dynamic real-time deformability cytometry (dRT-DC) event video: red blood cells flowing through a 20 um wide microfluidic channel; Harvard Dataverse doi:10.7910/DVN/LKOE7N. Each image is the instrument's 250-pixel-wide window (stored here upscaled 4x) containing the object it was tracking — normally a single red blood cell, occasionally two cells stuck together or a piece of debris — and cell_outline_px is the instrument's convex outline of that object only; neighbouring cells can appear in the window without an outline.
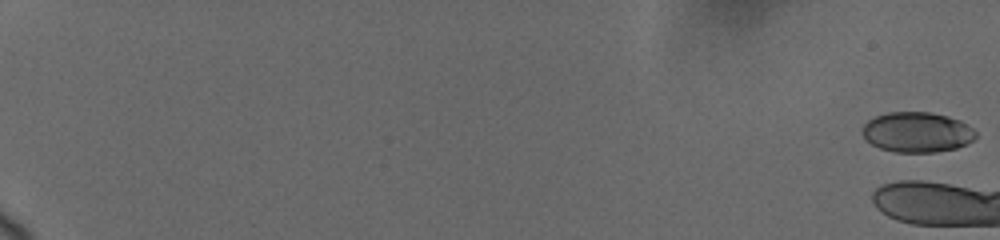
{"species": "human", "species_latin": "Homo sapiens", "temperature_condition": "cold", "stored_images_in_passage": 8, "camera_frame_rate_fps": 3000, "um_per_image_px": 0.085, "donor": {"sex": "female"}, "frame": {"image": 1, "passage_image": 1, "time_ms": 0.0, "image_size_px": [1000, 240], "cell_outline_px": [[976, 136], [968, 144], [956, 148], [936, 152], [896, 152], [880, 148], [872, 144], [860, 132], [864, 124], [868, 120], [876, 116], [888, 112], [932, 112], [948, 116], [960, 120], [972, 128], [976, 132]], "centroid_in_image_um": [77.95, 11.23], "position_along_channel_um": 7.0, "area_um2": 26.65}}